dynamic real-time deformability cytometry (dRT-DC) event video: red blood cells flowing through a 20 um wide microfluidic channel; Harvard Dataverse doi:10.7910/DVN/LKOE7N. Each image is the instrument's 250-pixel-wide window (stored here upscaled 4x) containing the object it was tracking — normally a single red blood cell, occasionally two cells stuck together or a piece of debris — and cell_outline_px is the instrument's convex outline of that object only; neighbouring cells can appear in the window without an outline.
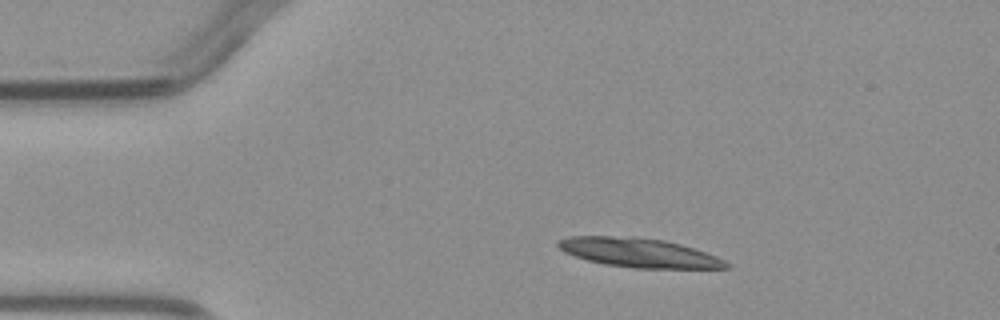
{"species": "common noctule bat (a hibernating species)", "species_latin": "Nyctalus noctula", "temperature_condition": "warm", "stored_images_in_passage": 5, "camera_frame_rate_fps": 3000, "um_per_image_px": 0.085, "animal": {"sex": "male", "body_mass_g": 23.1, "forearm_length_mm": 52.7}, "frame": {"image": 1, "passage_image": 2, "time_ms": 1.333, "image_size_px": [1000, 320], "cell_outline_px": [[732, 268], [636, 268], [604, 264], [588, 260], [564, 252], [556, 244], [560, 240], [568, 236], [632, 236], [664, 240], [680, 244], [716, 256], [732, 264]], "centroid_in_image_um": [54.32, 21.48], "position_along_channel_um": 30.7, "area_um2": 28.44}}
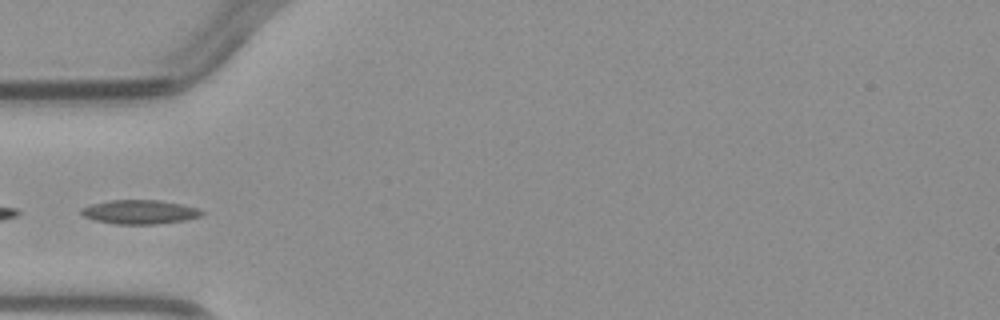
{"frame": {"image": 2, "passage_image": 4, "time_ms": 3.667, "image_size_px": [1000, 320], "cell_outline_px": [[208, 212], [200, 216], [184, 220], [156, 224], [112, 224], [92, 220], [84, 216], [80, 212], [80, 208], [92, 204], [108, 200], [160, 200], [180, 204], [196, 208]], "centroid_in_image_um": [11.84, 18.02], "position_along_channel_um": 73.2, "area_um2": 16.99}}
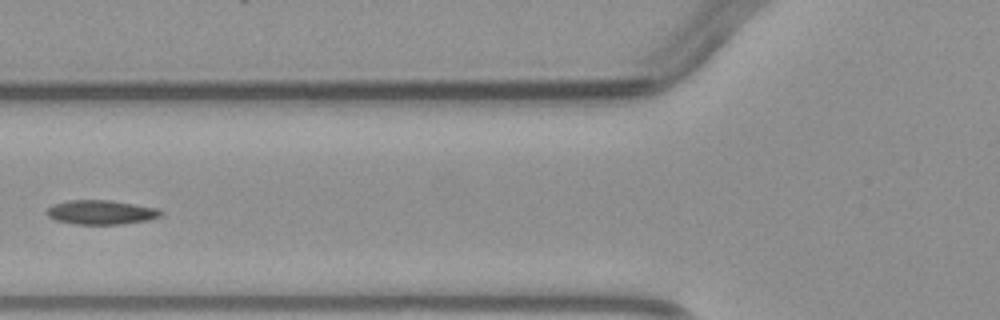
{"frame": {"image": 3, "passage_image": 5, "time_ms": 4.667, "image_size_px": [1000, 320], "cell_outline_px": [[164, 212], [160, 216], [148, 220], [120, 224], [76, 224], [56, 220], [48, 216], [48, 208], [52, 204], [68, 200], [108, 200], [160, 208]], "centroid_in_image_um": [8.62, 18.04], "position_along_channel_um": 117.2, "area_um2": 16.07}}